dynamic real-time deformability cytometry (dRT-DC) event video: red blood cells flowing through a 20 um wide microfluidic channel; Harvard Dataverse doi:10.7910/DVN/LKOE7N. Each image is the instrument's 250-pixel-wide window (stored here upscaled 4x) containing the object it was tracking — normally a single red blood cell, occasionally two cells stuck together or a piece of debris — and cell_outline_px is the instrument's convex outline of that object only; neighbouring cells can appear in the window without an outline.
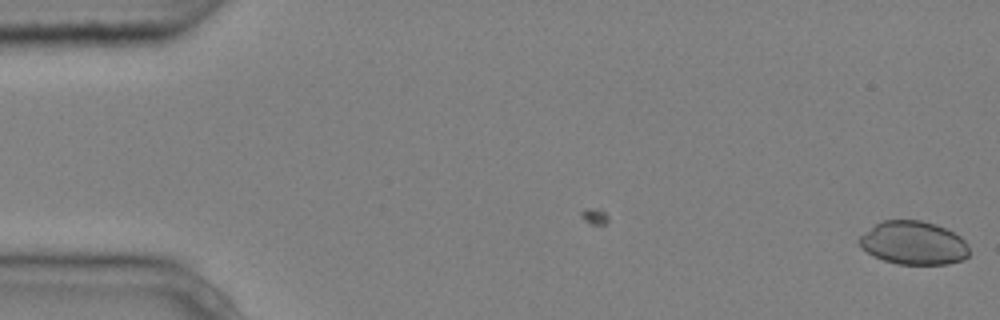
{"species": "common noctule bat (a hibernating species)", "species_latin": "Nyctalus noctula", "temperature_condition": "cold", "stored_images_in_passage": 2, "camera_frame_rate_fps": 3000, "um_per_image_px": 0.085, "animal": {"sex": "male", "body_mass_g": 20.4}, "frame": {"image": 1, "passage_image": 2, "time_ms": 0.333, "image_size_px": [1000, 320], "cell_outline_px": [[968, 256], [964, 260], [948, 264], [896, 264], [872, 256], [860, 248], [860, 236], [876, 224], [884, 220], [920, 220], [944, 228], [960, 236], [964, 240], [968, 248]], "centroid_in_image_um": [77.64, 20.67], "position_along_channel_um": 7.4, "area_um2": 27.63}}